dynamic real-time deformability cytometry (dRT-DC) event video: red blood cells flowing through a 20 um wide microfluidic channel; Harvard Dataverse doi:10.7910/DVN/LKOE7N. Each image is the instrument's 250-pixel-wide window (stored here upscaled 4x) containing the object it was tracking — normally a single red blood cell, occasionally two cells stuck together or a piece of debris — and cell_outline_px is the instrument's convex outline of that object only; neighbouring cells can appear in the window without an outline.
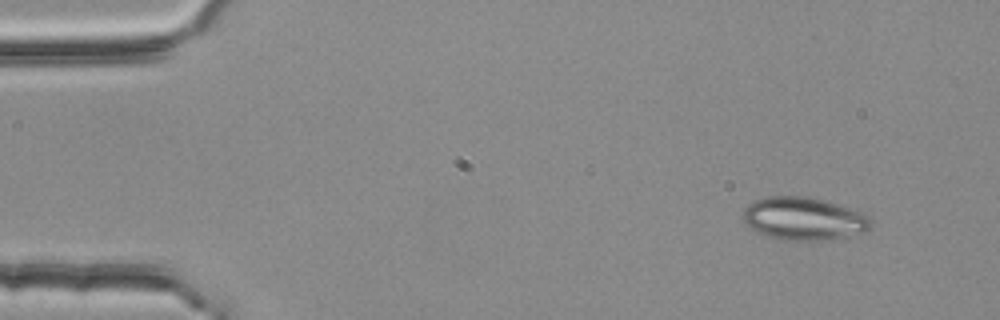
{"species": "common noctule bat (a hibernating species)", "species_latin": "Nyctalus noctula", "temperature_condition": "room temperature", "stored_images_in_passage": 3, "camera_frame_rate_fps": 3000, "um_per_image_px": 0.085, "animal": {"sex": "female", "body_mass_g": 25.1}, "frame": {"image": 1, "passage_image": 1, "time_ms": 0.0, "image_size_px": [1000, 320], "cell_outline_px": [[872, 228], [864, 232], [832, 240], [780, 240], [756, 232], [744, 220], [744, 208], [748, 204], [756, 200], [768, 196], [804, 196], [836, 204], [860, 212], [868, 216], [872, 220]], "centroid_in_image_um": [68.34, 18.6], "position_along_channel_um": 16.7, "area_um2": 31.79}}